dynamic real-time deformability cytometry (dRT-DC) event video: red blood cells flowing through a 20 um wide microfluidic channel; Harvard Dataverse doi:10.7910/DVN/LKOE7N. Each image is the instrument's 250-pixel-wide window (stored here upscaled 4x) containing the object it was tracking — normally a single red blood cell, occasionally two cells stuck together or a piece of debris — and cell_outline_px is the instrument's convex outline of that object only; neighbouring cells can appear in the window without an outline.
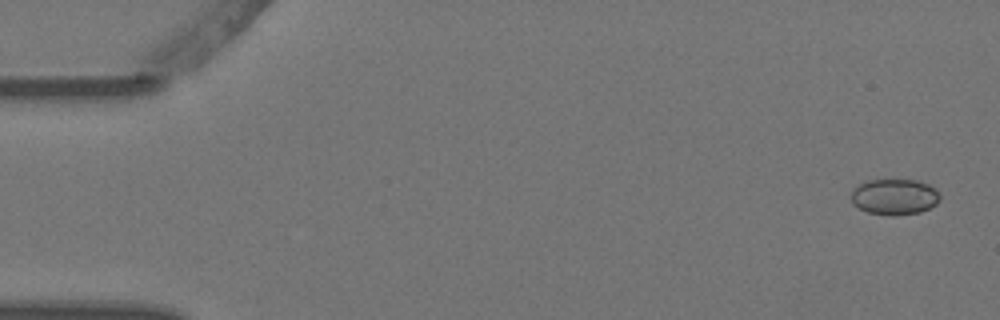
{"species": "Egyptian fruit bat (a non-hibernating species)", "species_latin": "Rousettus aegyptiacus", "temperature_condition": "warm", "stored_images_in_passage": 6, "camera_frame_rate_fps": 3000, "um_per_image_px": 0.085, "animal": {"sex": "female"}, "frame": {"image": 1, "passage_image": 1, "time_ms": 0.0, "image_size_px": [1000, 320], "cell_outline_px": [[940, 200], [936, 204], [920, 212], [892, 216], [888, 216], [868, 212], [852, 204], [852, 188], [868, 180], [916, 180], [928, 184], [936, 188], [940, 196]], "centroid_in_image_um": [76.04, 16.73], "position_along_channel_um": 9.0, "area_um2": 18.61}}
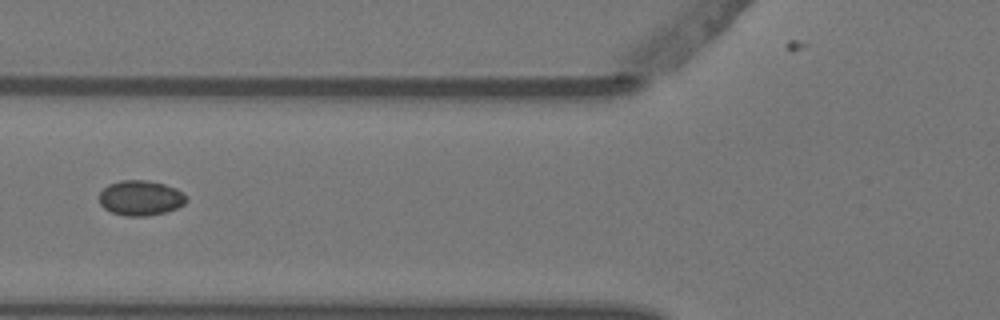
{"frame": {"image": 2, "passage_image": 6, "time_ms": 1.667, "image_size_px": [1000, 320], "cell_outline_px": [[188, 200], [184, 204], [176, 208], [164, 212], [148, 216], [124, 216], [112, 212], [104, 208], [100, 204], [100, 192], [108, 184], [120, 180], [148, 180], [164, 184], [176, 188], [184, 192], [188, 196]], "centroid_in_image_um": [11.97, 16.82], "position_along_channel_um": 113.8, "area_um2": 17.98}}